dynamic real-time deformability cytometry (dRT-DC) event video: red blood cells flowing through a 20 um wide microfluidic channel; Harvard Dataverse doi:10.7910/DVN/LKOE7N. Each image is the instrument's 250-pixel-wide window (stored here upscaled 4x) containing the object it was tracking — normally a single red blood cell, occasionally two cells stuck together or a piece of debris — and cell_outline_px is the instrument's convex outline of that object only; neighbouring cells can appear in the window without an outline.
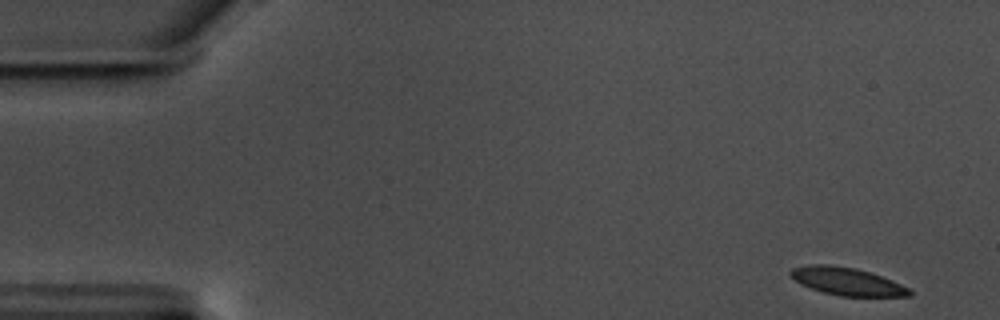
{"species": "common noctule bat (a hibernating species)", "species_latin": "Nyctalus noctula", "temperature_condition": "warm", "stored_images_in_passage": 43, "camera_frame_rate_fps": 3000, "um_per_image_px": 0.085, "animal": {"sex": "male", "body_mass_g": 17.5, "forearm_length_mm": 52.3}, "frame": {"image": 1, "passage_image": 1, "time_ms": 0.0, "image_size_px": [1000, 320], "cell_outline_px": [[912, 296], [840, 296], [824, 292], [800, 284], [788, 276], [788, 272], [792, 268], [812, 264], [828, 264], [856, 268], [892, 280], [908, 288], [912, 292]], "centroid_in_image_um": [71.95, 23.91], "position_along_channel_um": 13.1, "area_um2": 19.13}}
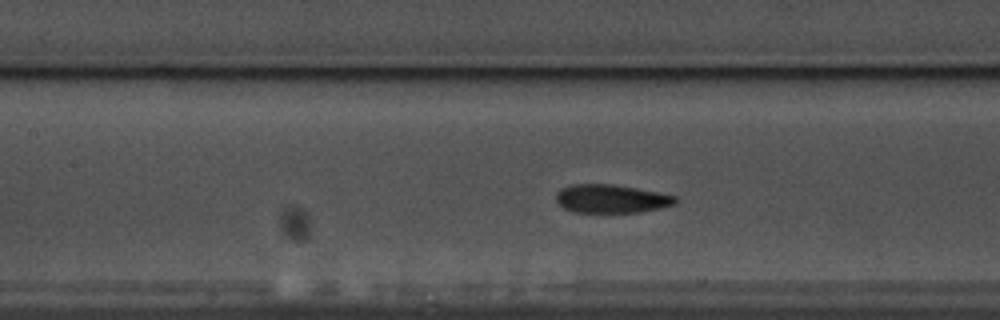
{"frame": {"image": 2, "passage_image": 24, "time_ms": 7.667, "image_size_px": [1000, 320], "cell_outline_px": [[676, 204], [660, 208], [640, 212], [576, 212], [564, 208], [556, 200], [556, 192], [560, 188], [572, 184], [612, 184], [636, 188], [676, 196]], "centroid_in_image_um": [51.94, 16.89], "position_along_channel_um": 155.5, "area_um2": 19.65}}
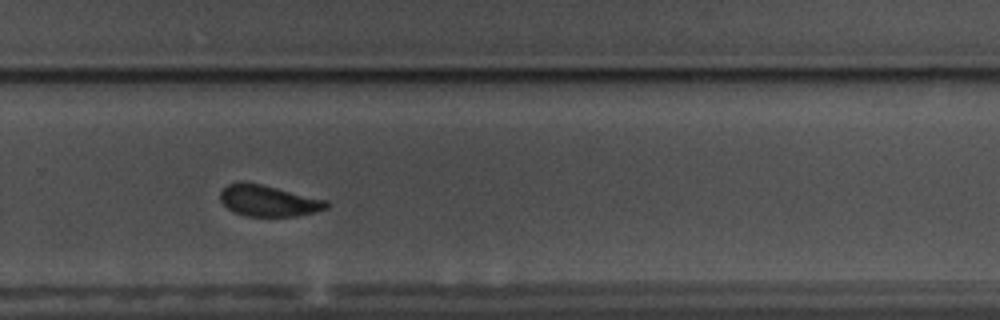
{"frame": {"image": 3, "passage_image": 37, "time_ms": 12.0, "image_size_px": [1000, 320], "cell_outline_px": [[332, 204], [328, 208], [296, 216], [244, 216], [228, 208], [220, 200], [220, 192], [228, 184], [264, 184], [328, 200]], "centroid_in_image_um": [22.89, 17.08], "position_along_channel_um": 306.9, "area_um2": 19.07}}